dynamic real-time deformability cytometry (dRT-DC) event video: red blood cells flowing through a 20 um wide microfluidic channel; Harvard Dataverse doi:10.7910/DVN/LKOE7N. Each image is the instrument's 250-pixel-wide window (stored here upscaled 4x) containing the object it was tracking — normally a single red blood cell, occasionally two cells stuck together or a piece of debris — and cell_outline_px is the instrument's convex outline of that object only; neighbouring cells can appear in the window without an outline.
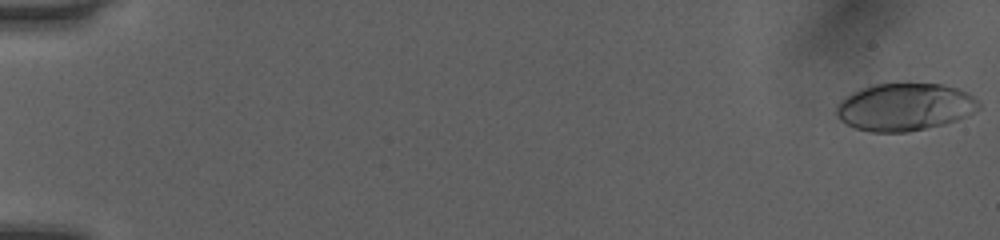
{"species": "human", "species_latin": "Homo sapiens", "temperature_condition": "room temperature", "stored_images_in_passage": 14, "camera_frame_rate_fps": 3000, "um_per_image_px": 0.085, "donor": {"sex": "female"}, "frame": {"image": 1, "passage_image": 1, "time_ms": 0.0, "image_size_px": [1000, 240], "cell_outline_px": [[980, 108], [956, 120], [944, 124], [928, 128], [908, 132], [872, 132], [856, 128], [840, 120], [836, 116], [836, 104], [844, 96], [852, 92], [872, 84], [908, 80], [944, 84], [968, 92], [980, 104]], "centroid_in_image_um": [76.87, 9.04], "position_along_channel_um": 8.1, "area_um2": 40.46}}